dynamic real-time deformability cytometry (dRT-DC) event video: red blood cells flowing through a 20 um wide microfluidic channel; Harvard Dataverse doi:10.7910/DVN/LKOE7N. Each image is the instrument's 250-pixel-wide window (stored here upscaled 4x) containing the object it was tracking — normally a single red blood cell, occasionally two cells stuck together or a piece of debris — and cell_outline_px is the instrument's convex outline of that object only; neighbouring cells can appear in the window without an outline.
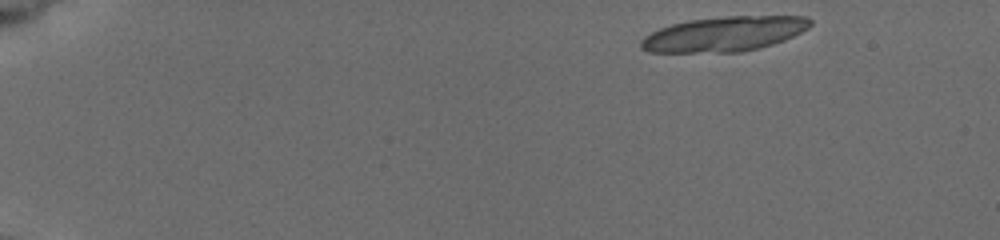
{"species": "common noctule bat (a hibernating species)", "species_latin": "Nyctalus noctula", "temperature_condition": "cold", "stored_images_in_passage": 8, "segment_of_instrument_passage": [1, 2], "camera_frame_rate_fps": 3000, "um_per_image_px": 0.085, "animal": {"sex": "female", "body_mass_g": 19.5, "forearm_length_mm": 54.1}, "frame": {"image": 1, "passage_image": 1, "time_ms": 0.0, "image_size_px": [1000, 240], "cell_outline_px": [[812, 24], [808, 28], [784, 40], [772, 44], [740, 52], [648, 52], [640, 48], [640, 40], [644, 36], [660, 28], [672, 24], [688, 20], [728, 16], [804, 16], [812, 20]], "centroid_in_image_um": [61.53, 2.88], "position_along_channel_um": 23.5, "area_um2": 34.22}}